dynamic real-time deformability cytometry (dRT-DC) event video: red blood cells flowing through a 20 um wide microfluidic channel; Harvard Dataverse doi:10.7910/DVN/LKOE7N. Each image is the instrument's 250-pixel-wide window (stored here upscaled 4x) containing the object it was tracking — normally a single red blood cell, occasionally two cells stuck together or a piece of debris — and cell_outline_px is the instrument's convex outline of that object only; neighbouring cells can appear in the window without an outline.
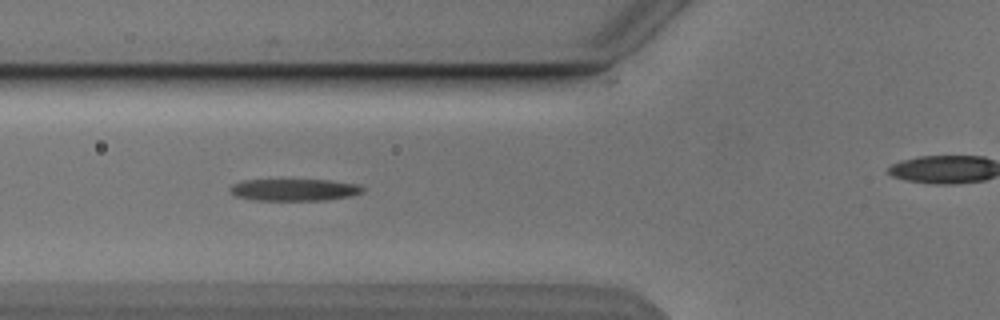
{"species": "Egyptian fruit bat (a non-hibernating species)", "species_latin": "Rousettus aegyptiacus", "temperature_condition": "cold", "stored_images_in_passage": 9, "segment_of_instrument_passage": [1, 2], "camera_frame_rate_fps": 3000, "um_per_image_px": 0.085, "animal": {"sex": "male"}, "frame": {"image": 1, "passage_image": 4, "time_ms": 3.333, "image_size_px": [1000, 320], "cell_outline_px": [[364, 192], [352, 196], [324, 200], [252, 200], [236, 196], [228, 192], [228, 188], [232, 184], [244, 180], [332, 180], [356, 184], [364, 188]], "centroid_in_image_um": [24.99, 16.13], "position_along_channel_um": 100.8, "area_um2": 17.11}}
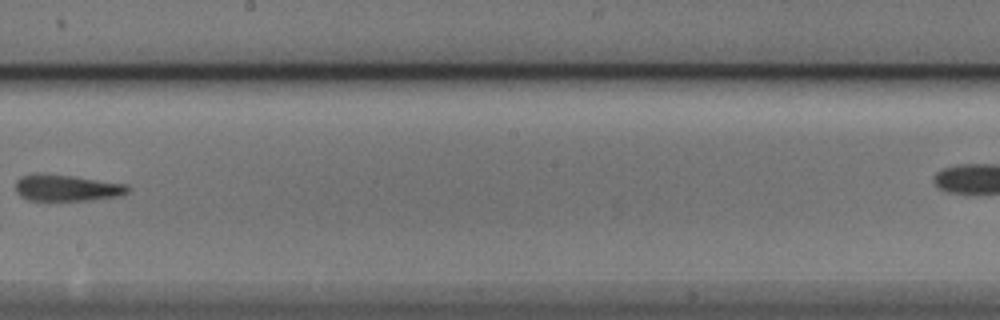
{"frame": {"image": 2, "passage_image": 7, "time_ms": 7.0, "image_size_px": [1000, 320], "cell_outline_px": [[132, 188], [128, 192], [120, 196], [88, 200], [28, 200], [20, 196], [16, 192], [16, 180], [20, 176], [36, 172], [40, 172], [76, 176], [128, 184]], "centroid_in_image_um": [5.68, 15.94], "position_along_channel_um": 242.5, "area_um2": 17.74}}
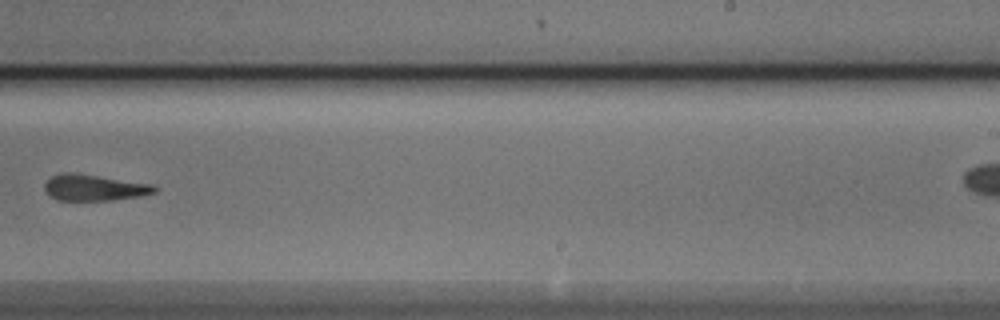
{"frame": {"image": 3, "passage_image": 8, "time_ms": 8.0, "image_size_px": [1000, 320], "cell_outline_px": [[160, 188], [156, 192], [144, 196], [112, 200], [56, 200], [48, 196], [44, 192], [44, 184], [52, 176], [60, 172], [76, 172], [156, 184]], "centroid_in_image_um": [8.05, 15.94], "position_along_channel_um": 280.9, "area_um2": 17.46}}